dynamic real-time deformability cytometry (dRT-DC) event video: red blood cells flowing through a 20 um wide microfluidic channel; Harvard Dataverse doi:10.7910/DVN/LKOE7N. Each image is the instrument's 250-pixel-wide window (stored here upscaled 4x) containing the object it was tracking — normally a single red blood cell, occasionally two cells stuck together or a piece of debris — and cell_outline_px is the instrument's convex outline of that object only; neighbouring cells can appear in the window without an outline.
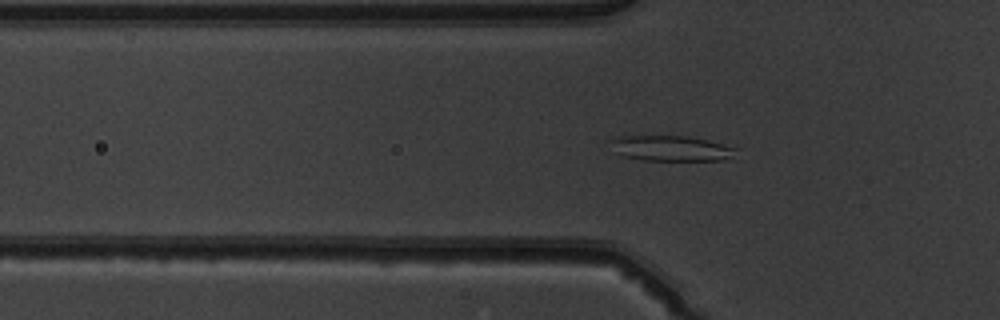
{"species": "common noctule bat (a hibernating species)", "species_latin": "Nyctalus noctula", "temperature_condition": "warm", "stored_images_in_passage": 51, "camera_frame_rate_fps": 3000, "um_per_image_px": 0.085, "animal": {"sex": "male", "body_mass_g": 19.5, "forearm_length_mm": 54.6}, "frame": {"image": 1, "passage_image": 17, "time_ms": 5.333, "image_size_px": [1000, 320], "cell_outline_px": [[736, 148], [728, 156], [720, 160], [644, 160], [624, 156], [616, 152], [608, 140], [616, 136], [688, 136]], "centroid_in_image_um": [56.89, 12.6], "position_along_channel_um": 68.9, "area_um2": 17.98}}
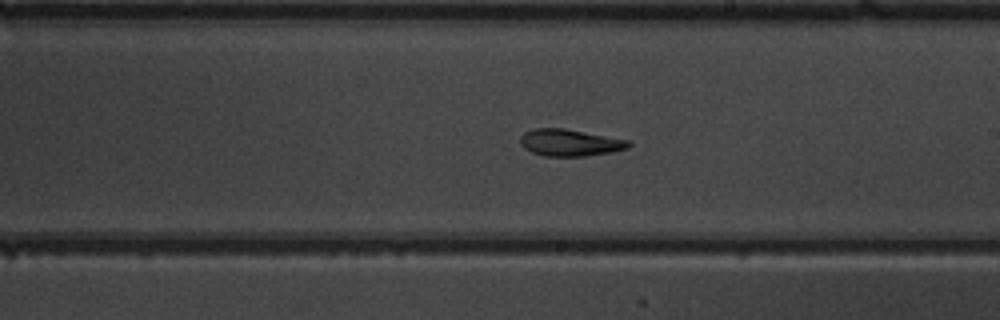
{"frame": {"image": 2, "passage_image": 30, "time_ms": 9.667, "image_size_px": [1000, 320], "cell_outline_px": [[632, 144], [628, 148], [612, 152], [584, 156], [544, 156], [532, 152], [524, 148], [520, 144], [520, 136], [524, 132], [532, 128], [564, 128], [628, 140]], "centroid_in_image_um": [48.41, 12.12], "position_along_channel_um": 240.6, "area_um2": 16.99}}
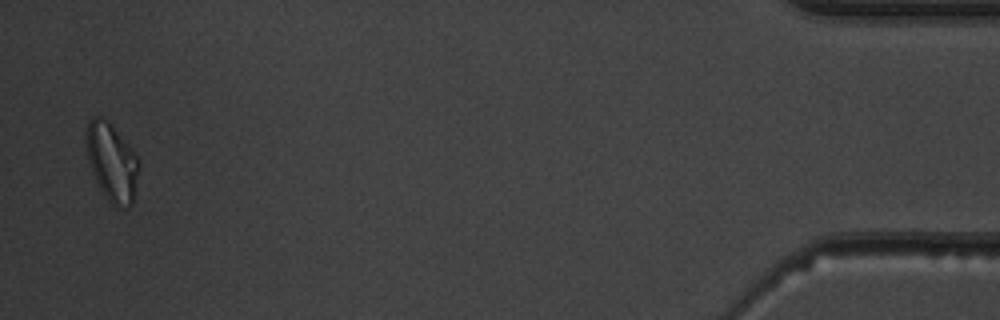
{"frame": {"image": 3, "passage_image": 50, "time_ms": 16.333, "image_size_px": [1000, 320], "cell_outline_px": [[140, 164], [132, 204], [128, 208], [116, 208], [108, 200], [100, 188], [92, 172], [88, 160], [84, 140], [84, 136], [88, 120], [92, 116], [100, 116], [108, 120], [140, 160]], "centroid_in_image_um": [9.48, 13.76], "position_along_channel_um": 425.7, "area_um2": 24.16}, "authors_computed_cell_mechanics": {"area_um2": 19.0162, "velocity_mm_per_s": 3.9847, "shape_relaxation_time_tau1_ms": null, "shape_relaxation_time_tau2_ms": 3.3394, "deformation_change_tau1": null, "deformation_change_tau2": 0.0919}}